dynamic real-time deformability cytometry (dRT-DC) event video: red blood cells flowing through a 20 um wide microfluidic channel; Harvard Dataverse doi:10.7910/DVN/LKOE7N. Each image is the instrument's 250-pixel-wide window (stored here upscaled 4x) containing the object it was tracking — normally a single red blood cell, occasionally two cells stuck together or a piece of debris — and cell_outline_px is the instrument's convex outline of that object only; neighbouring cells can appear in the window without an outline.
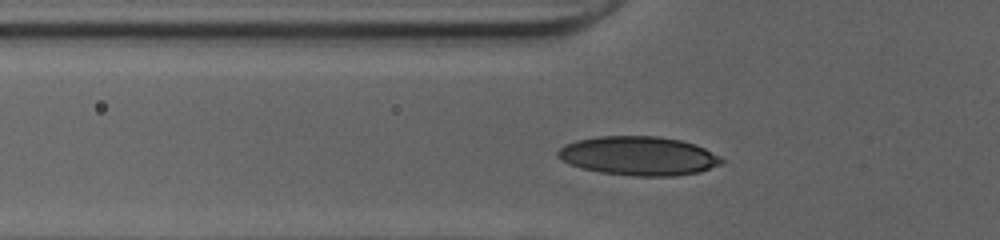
{"species": "human", "species_latin": "Homo sapiens", "temperature_condition": "cold", "stored_images_in_passage": 36, "camera_frame_rate_fps": 3000, "um_per_image_px": 0.085, "donor": {"sex": "female"}, "frame": {"image": 1, "passage_image": 10, "time_ms": 3.0, "image_size_px": [1000, 240], "cell_outline_px": [[724, 160], [720, 164], [700, 172], [672, 176], [632, 176], [600, 172], [584, 168], [572, 164], [556, 156], [556, 152], [564, 144], [576, 140], [600, 136], [660, 136], [680, 140], [696, 144], [720, 156]], "centroid_in_image_um": [54.29, 13.24], "position_along_channel_um": 71.5, "area_um2": 37.11}}
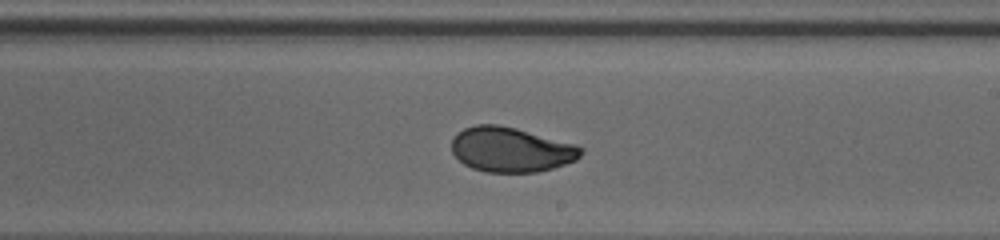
{"frame": {"image": 2, "passage_image": 23, "time_ms": 7.333, "image_size_px": [1000, 240], "cell_outline_px": [[584, 152], [576, 160], [552, 168], [536, 172], [484, 172], [472, 168], [464, 164], [452, 152], [452, 140], [456, 132], [464, 128], [476, 124], [496, 124], [516, 128], [576, 144], [584, 148]], "centroid_in_image_um": [43.43, 12.71], "position_along_channel_um": 245.6, "area_um2": 33.87}}
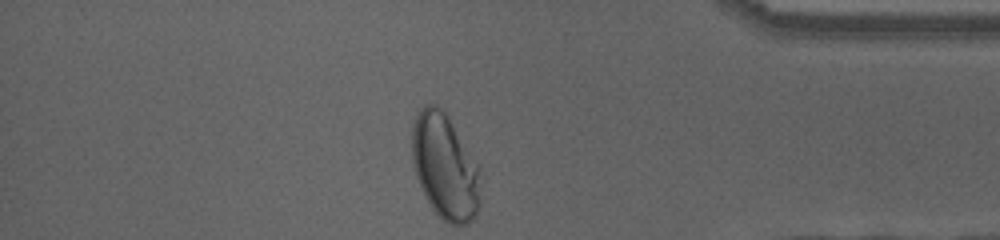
{"frame": {"image": 3, "passage_image": 36, "time_ms": 11.667, "image_size_px": [1000, 240], "cell_outline_px": [[480, 204], [476, 216], [468, 224], [448, 224], [432, 208], [424, 196], [416, 176], [412, 164], [412, 124], [416, 112], [424, 104], [436, 104], [448, 116], [480, 168]], "centroid_in_image_um": [37.81, 14.16], "position_along_channel_um": 397.4, "area_um2": 42.43}, "authors_computed_cell_mechanics": {"area_um2": 34.1887, "velocity_mm_per_s": 4.037, "shape_relaxation_time_tau1_ms": 4.8938, "shape_relaxation_time_tau2_ms": 0.6201, "deformation_change_tau1": 0.1697, "deformation_change_tau2": 0.0445}}